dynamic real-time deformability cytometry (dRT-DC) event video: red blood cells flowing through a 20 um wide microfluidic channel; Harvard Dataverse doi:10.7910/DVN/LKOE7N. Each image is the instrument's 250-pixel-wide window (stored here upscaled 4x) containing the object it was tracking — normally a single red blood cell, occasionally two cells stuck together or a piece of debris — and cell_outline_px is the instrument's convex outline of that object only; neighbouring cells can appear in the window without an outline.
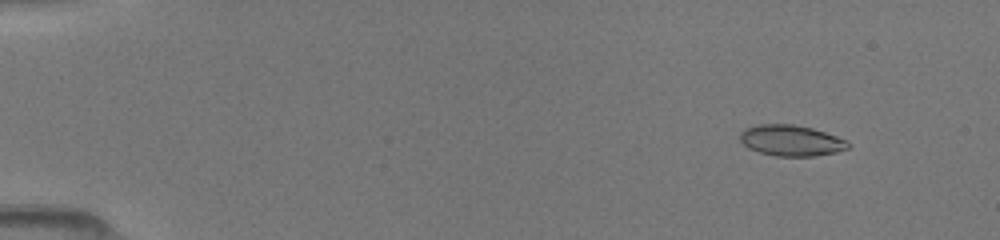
{"species": "common noctule bat (a hibernating species)", "species_latin": "Nyctalus noctula", "temperature_condition": "room temperature", "stored_images_in_passage": 32, "camera_frame_rate_fps": 3000, "um_per_image_px": 0.085, "animal": {"sex": "female", "body_mass_g": 19.5, "forearm_length_mm": 54.1}, "frame": {"image": 1, "passage_image": 4, "time_ms": 1.333, "image_size_px": [1000, 240], "cell_outline_px": [[852, 144], [848, 148], [836, 152], [816, 156], [776, 156], [760, 152], [748, 148], [740, 140], [740, 132], [744, 128], [760, 124], [792, 124], [812, 128], [848, 140]], "centroid_in_image_um": [67.26, 11.94], "position_along_channel_um": 17.7, "area_um2": 19.54}}
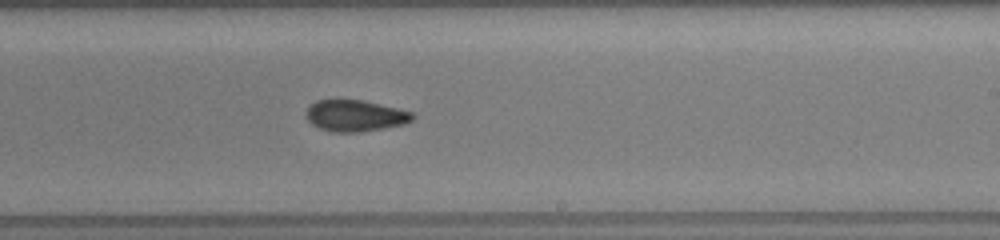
{"frame": {"image": 2, "passage_image": 17, "time_ms": 10.0, "image_size_px": [1000, 240], "cell_outline_px": [[416, 116], [412, 120], [404, 124], [384, 128], [360, 132], [332, 132], [320, 128], [312, 124], [308, 120], [308, 108], [316, 100], [364, 100], [412, 112]], "centroid_in_image_um": [30.22, 9.84], "position_along_channel_um": 258.8, "area_um2": 19.25}}
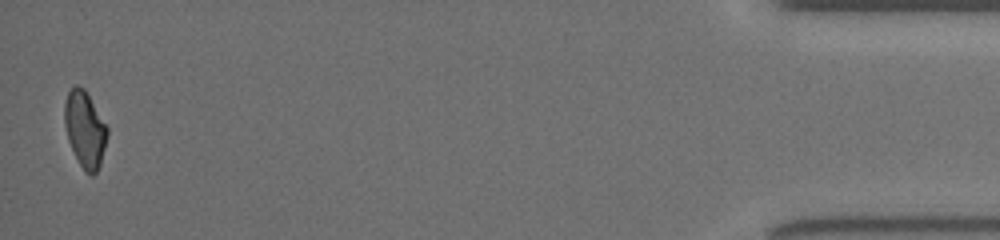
{"frame": {"image": 3, "passage_image": 32, "time_ms": 16.0, "image_size_px": [1000, 240], "cell_outline_px": [[108, 136], [100, 164], [96, 172], [92, 176], [84, 172], [68, 140], [64, 124], [64, 104], [68, 92], [76, 84], [84, 88], [108, 128]], "centroid_in_image_um": [7.21, 10.99], "position_along_channel_um": 428.0, "area_um2": 18.84}}